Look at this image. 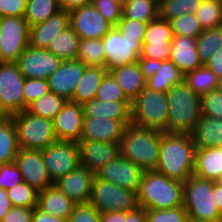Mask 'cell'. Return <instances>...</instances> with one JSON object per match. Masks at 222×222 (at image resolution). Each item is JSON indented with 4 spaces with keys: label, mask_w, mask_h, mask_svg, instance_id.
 <instances>
[{
    "label": "cell",
    "mask_w": 222,
    "mask_h": 222,
    "mask_svg": "<svg viewBox=\"0 0 222 222\" xmlns=\"http://www.w3.org/2000/svg\"><path fill=\"white\" fill-rule=\"evenodd\" d=\"M169 22L173 36L197 38L204 31L195 14L187 13L173 18Z\"/></svg>",
    "instance_id": "cell-43"
},
{
    "label": "cell",
    "mask_w": 222,
    "mask_h": 222,
    "mask_svg": "<svg viewBox=\"0 0 222 222\" xmlns=\"http://www.w3.org/2000/svg\"><path fill=\"white\" fill-rule=\"evenodd\" d=\"M191 135L196 148L222 147V119L201 115Z\"/></svg>",
    "instance_id": "cell-28"
},
{
    "label": "cell",
    "mask_w": 222,
    "mask_h": 222,
    "mask_svg": "<svg viewBox=\"0 0 222 222\" xmlns=\"http://www.w3.org/2000/svg\"><path fill=\"white\" fill-rule=\"evenodd\" d=\"M11 117L16 127L19 148L43 150L57 141L52 119L35 116L27 110Z\"/></svg>",
    "instance_id": "cell-7"
},
{
    "label": "cell",
    "mask_w": 222,
    "mask_h": 222,
    "mask_svg": "<svg viewBox=\"0 0 222 222\" xmlns=\"http://www.w3.org/2000/svg\"><path fill=\"white\" fill-rule=\"evenodd\" d=\"M89 204L99 213L110 211L128 212L138 206L136 192L96 177L93 179Z\"/></svg>",
    "instance_id": "cell-8"
},
{
    "label": "cell",
    "mask_w": 222,
    "mask_h": 222,
    "mask_svg": "<svg viewBox=\"0 0 222 222\" xmlns=\"http://www.w3.org/2000/svg\"><path fill=\"white\" fill-rule=\"evenodd\" d=\"M195 16L203 29L222 27V0H202Z\"/></svg>",
    "instance_id": "cell-40"
},
{
    "label": "cell",
    "mask_w": 222,
    "mask_h": 222,
    "mask_svg": "<svg viewBox=\"0 0 222 222\" xmlns=\"http://www.w3.org/2000/svg\"><path fill=\"white\" fill-rule=\"evenodd\" d=\"M31 222H68L67 219L55 217L42 212L37 207L34 208Z\"/></svg>",
    "instance_id": "cell-58"
},
{
    "label": "cell",
    "mask_w": 222,
    "mask_h": 222,
    "mask_svg": "<svg viewBox=\"0 0 222 222\" xmlns=\"http://www.w3.org/2000/svg\"><path fill=\"white\" fill-rule=\"evenodd\" d=\"M202 115L222 119V94L217 89L201 95Z\"/></svg>",
    "instance_id": "cell-47"
},
{
    "label": "cell",
    "mask_w": 222,
    "mask_h": 222,
    "mask_svg": "<svg viewBox=\"0 0 222 222\" xmlns=\"http://www.w3.org/2000/svg\"><path fill=\"white\" fill-rule=\"evenodd\" d=\"M217 91L219 92V93H221L222 94V79H219V82H218V84H217Z\"/></svg>",
    "instance_id": "cell-64"
},
{
    "label": "cell",
    "mask_w": 222,
    "mask_h": 222,
    "mask_svg": "<svg viewBox=\"0 0 222 222\" xmlns=\"http://www.w3.org/2000/svg\"><path fill=\"white\" fill-rule=\"evenodd\" d=\"M137 62L140 65L141 72L146 79L153 76L162 63V61L148 58H139Z\"/></svg>",
    "instance_id": "cell-55"
},
{
    "label": "cell",
    "mask_w": 222,
    "mask_h": 222,
    "mask_svg": "<svg viewBox=\"0 0 222 222\" xmlns=\"http://www.w3.org/2000/svg\"><path fill=\"white\" fill-rule=\"evenodd\" d=\"M59 9L71 12L83 6L92 4L91 0H58Z\"/></svg>",
    "instance_id": "cell-57"
},
{
    "label": "cell",
    "mask_w": 222,
    "mask_h": 222,
    "mask_svg": "<svg viewBox=\"0 0 222 222\" xmlns=\"http://www.w3.org/2000/svg\"><path fill=\"white\" fill-rule=\"evenodd\" d=\"M171 44L142 43L140 58L155 59L159 61L170 60Z\"/></svg>",
    "instance_id": "cell-52"
},
{
    "label": "cell",
    "mask_w": 222,
    "mask_h": 222,
    "mask_svg": "<svg viewBox=\"0 0 222 222\" xmlns=\"http://www.w3.org/2000/svg\"><path fill=\"white\" fill-rule=\"evenodd\" d=\"M58 11V0H27L24 18L29 27H32L46 21Z\"/></svg>",
    "instance_id": "cell-35"
},
{
    "label": "cell",
    "mask_w": 222,
    "mask_h": 222,
    "mask_svg": "<svg viewBox=\"0 0 222 222\" xmlns=\"http://www.w3.org/2000/svg\"><path fill=\"white\" fill-rule=\"evenodd\" d=\"M68 222H101L100 213L89 203L75 205Z\"/></svg>",
    "instance_id": "cell-51"
},
{
    "label": "cell",
    "mask_w": 222,
    "mask_h": 222,
    "mask_svg": "<svg viewBox=\"0 0 222 222\" xmlns=\"http://www.w3.org/2000/svg\"><path fill=\"white\" fill-rule=\"evenodd\" d=\"M184 81V74L171 61H162L157 72L146 79V87L156 92L167 93L174 85Z\"/></svg>",
    "instance_id": "cell-30"
},
{
    "label": "cell",
    "mask_w": 222,
    "mask_h": 222,
    "mask_svg": "<svg viewBox=\"0 0 222 222\" xmlns=\"http://www.w3.org/2000/svg\"><path fill=\"white\" fill-rule=\"evenodd\" d=\"M27 0H0V15L24 16L26 11Z\"/></svg>",
    "instance_id": "cell-53"
},
{
    "label": "cell",
    "mask_w": 222,
    "mask_h": 222,
    "mask_svg": "<svg viewBox=\"0 0 222 222\" xmlns=\"http://www.w3.org/2000/svg\"><path fill=\"white\" fill-rule=\"evenodd\" d=\"M213 195H214L215 204L220 213L222 214V177L219 181H215Z\"/></svg>",
    "instance_id": "cell-62"
},
{
    "label": "cell",
    "mask_w": 222,
    "mask_h": 222,
    "mask_svg": "<svg viewBox=\"0 0 222 222\" xmlns=\"http://www.w3.org/2000/svg\"><path fill=\"white\" fill-rule=\"evenodd\" d=\"M146 222H189L183 205L166 210H146Z\"/></svg>",
    "instance_id": "cell-45"
},
{
    "label": "cell",
    "mask_w": 222,
    "mask_h": 222,
    "mask_svg": "<svg viewBox=\"0 0 222 222\" xmlns=\"http://www.w3.org/2000/svg\"><path fill=\"white\" fill-rule=\"evenodd\" d=\"M170 51V60L184 75L203 66L197 52L196 38L173 36Z\"/></svg>",
    "instance_id": "cell-23"
},
{
    "label": "cell",
    "mask_w": 222,
    "mask_h": 222,
    "mask_svg": "<svg viewBox=\"0 0 222 222\" xmlns=\"http://www.w3.org/2000/svg\"><path fill=\"white\" fill-rule=\"evenodd\" d=\"M34 208L11 207L1 222H31Z\"/></svg>",
    "instance_id": "cell-54"
},
{
    "label": "cell",
    "mask_w": 222,
    "mask_h": 222,
    "mask_svg": "<svg viewBox=\"0 0 222 222\" xmlns=\"http://www.w3.org/2000/svg\"><path fill=\"white\" fill-rule=\"evenodd\" d=\"M205 66L210 69L219 79H222V47L215 52Z\"/></svg>",
    "instance_id": "cell-56"
},
{
    "label": "cell",
    "mask_w": 222,
    "mask_h": 222,
    "mask_svg": "<svg viewBox=\"0 0 222 222\" xmlns=\"http://www.w3.org/2000/svg\"><path fill=\"white\" fill-rule=\"evenodd\" d=\"M87 66L77 59L62 61L58 69L48 77L49 91L71 101L76 86Z\"/></svg>",
    "instance_id": "cell-17"
},
{
    "label": "cell",
    "mask_w": 222,
    "mask_h": 222,
    "mask_svg": "<svg viewBox=\"0 0 222 222\" xmlns=\"http://www.w3.org/2000/svg\"><path fill=\"white\" fill-rule=\"evenodd\" d=\"M173 38L170 22L160 17L147 23L142 43L171 44Z\"/></svg>",
    "instance_id": "cell-41"
},
{
    "label": "cell",
    "mask_w": 222,
    "mask_h": 222,
    "mask_svg": "<svg viewBox=\"0 0 222 222\" xmlns=\"http://www.w3.org/2000/svg\"><path fill=\"white\" fill-rule=\"evenodd\" d=\"M115 27L122 35H126L130 39H136V41L142 45L147 23L121 18Z\"/></svg>",
    "instance_id": "cell-49"
},
{
    "label": "cell",
    "mask_w": 222,
    "mask_h": 222,
    "mask_svg": "<svg viewBox=\"0 0 222 222\" xmlns=\"http://www.w3.org/2000/svg\"><path fill=\"white\" fill-rule=\"evenodd\" d=\"M215 181L192 175L184 182L183 206L189 222H217L222 220L214 195Z\"/></svg>",
    "instance_id": "cell-5"
},
{
    "label": "cell",
    "mask_w": 222,
    "mask_h": 222,
    "mask_svg": "<svg viewBox=\"0 0 222 222\" xmlns=\"http://www.w3.org/2000/svg\"><path fill=\"white\" fill-rule=\"evenodd\" d=\"M30 27L24 16L1 17L0 62H16L29 46Z\"/></svg>",
    "instance_id": "cell-9"
},
{
    "label": "cell",
    "mask_w": 222,
    "mask_h": 222,
    "mask_svg": "<svg viewBox=\"0 0 222 222\" xmlns=\"http://www.w3.org/2000/svg\"><path fill=\"white\" fill-rule=\"evenodd\" d=\"M77 145L80 165L94 173L120 155L119 143L79 140Z\"/></svg>",
    "instance_id": "cell-20"
},
{
    "label": "cell",
    "mask_w": 222,
    "mask_h": 222,
    "mask_svg": "<svg viewBox=\"0 0 222 222\" xmlns=\"http://www.w3.org/2000/svg\"><path fill=\"white\" fill-rule=\"evenodd\" d=\"M14 163L21 173L23 182L38 192L54 185L45 166L41 150L19 148Z\"/></svg>",
    "instance_id": "cell-13"
},
{
    "label": "cell",
    "mask_w": 222,
    "mask_h": 222,
    "mask_svg": "<svg viewBox=\"0 0 222 222\" xmlns=\"http://www.w3.org/2000/svg\"><path fill=\"white\" fill-rule=\"evenodd\" d=\"M8 198L13 207L35 208L37 207L38 191L26 182L15 185L7 190Z\"/></svg>",
    "instance_id": "cell-42"
},
{
    "label": "cell",
    "mask_w": 222,
    "mask_h": 222,
    "mask_svg": "<svg viewBox=\"0 0 222 222\" xmlns=\"http://www.w3.org/2000/svg\"><path fill=\"white\" fill-rule=\"evenodd\" d=\"M124 222H146V209L137 206L135 209L126 212Z\"/></svg>",
    "instance_id": "cell-59"
},
{
    "label": "cell",
    "mask_w": 222,
    "mask_h": 222,
    "mask_svg": "<svg viewBox=\"0 0 222 222\" xmlns=\"http://www.w3.org/2000/svg\"><path fill=\"white\" fill-rule=\"evenodd\" d=\"M105 51V65L107 71L132 64L138 61L142 52V45L136 39L122 35L114 26L103 38Z\"/></svg>",
    "instance_id": "cell-10"
},
{
    "label": "cell",
    "mask_w": 222,
    "mask_h": 222,
    "mask_svg": "<svg viewBox=\"0 0 222 222\" xmlns=\"http://www.w3.org/2000/svg\"><path fill=\"white\" fill-rule=\"evenodd\" d=\"M143 173L142 168L119 155L115 160L95 172V177L137 193Z\"/></svg>",
    "instance_id": "cell-16"
},
{
    "label": "cell",
    "mask_w": 222,
    "mask_h": 222,
    "mask_svg": "<svg viewBox=\"0 0 222 222\" xmlns=\"http://www.w3.org/2000/svg\"><path fill=\"white\" fill-rule=\"evenodd\" d=\"M220 47H222V27L204 29L196 38V48L202 65H205Z\"/></svg>",
    "instance_id": "cell-36"
},
{
    "label": "cell",
    "mask_w": 222,
    "mask_h": 222,
    "mask_svg": "<svg viewBox=\"0 0 222 222\" xmlns=\"http://www.w3.org/2000/svg\"><path fill=\"white\" fill-rule=\"evenodd\" d=\"M76 59L86 66L105 65V51L101 39H81L78 46Z\"/></svg>",
    "instance_id": "cell-38"
},
{
    "label": "cell",
    "mask_w": 222,
    "mask_h": 222,
    "mask_svg": "<svg viewBox=\"0 0 222 222\" xmlns=\"http://www.w3.org/2000/svg\"><path fill=\"white\" fill-rule=\"evenodd\" d=\"M83 106L67 101L52 119L54 134L59 141L78 142L83 129Z\"/></svg>",
    "instance_id": "cell-18"
},
{
    "label": "cell",
    "mask_w": 222,
    "mask_h": 222,
    "mask_svg": "<svg viewBox=\"0 0 222 222\" xmlns=\"http://www.w3.org/2000/svg\"><path fill=\"white\" fill-rule=\"evenodd\" d=\"M125 127L116 119L84 117L80 140L119 143Z\"/></svg>",
    "instance_id": "cell-21"
},
{
    "label": "cell",
    "mask_w": 222,
    "mask_h": 222,
    "mask_svg": "<svg viewBox=\"0 0 222 222\" xmlns=\"http://www.w3.org/2000/svg\"><path fill=\"white\" fill-rule=\"evenodd\" d=\"M18 149L17 131L12 117L0 119V164L14 162Z\"/></svg>",
    "instance_id": "cell-33"
},
{
    "label": "cell",
    "mask_w": 222,
    "mask_h": 222,
    "mask_svg": "<svg viewBox=\"0 0 222 222\" xmlns=\"http://www.w3.org/2000/svg\"><path fill=\"white\" fill-rule=\"evenodd\" d=\"M109 72L131 102L146 87V78L142 74L138 62L114 68Z\"/></svg>",
    "instance_id": "cell-27"
},
{
    "label": "cell",
    "mask_w": 222,
    "mask_h": 222,
    "mask_svg": "<svg viewBox=\"0 0 222 222\" xmlns=\"http://www.w3.org/2000/svg\"><path fill=\"white\" fill-rule=\"evenodd\" d=\"M137 194L139 207L166 210L183 205L184 182L168 178L156 170L143 173Z\"/></svg>",
    "instance_id": "cell-2"
},
{
    "label": "cell",
    "mask_w": 222,
    "mask_h": 222,
    "mask_svg": "<svg viewBox=\"0 0 222 222\" xmlns=\"http://www.w3.org/2000/svg\"><path fill=\"white\" fill-rule=\"evenodd\" d=\"M95 173L84 166H79L54 182L61 192L68 196L76 205L88 204Z\"/></svg>",
    "instance_id": "cell-19"
},
{
    "label": "cell",
    "mask_w": 222,
    "mask_h": 222,
    "mask_svg": "<svg viewBox=\"0 0 222 222\" xmlns=\"http://www.w3.org/2000/svg\"><path fill=\"white\" fill-rule=\"evenodd\" d=\"M69 27V12L60 10L46 21L30 27L29 45L37 49H47L57 34Z\"/></svg>",
    "instance_id": "cell-22"
},
{
    "label": "cell",
    "mask_w": 222,
    "mask_h": 222,
    "mask_svg": "<svg viewBox=\"0 0 222 222\" xmlns=\"http://www.w3.org/2000/svg\"><path fill=\"white\" fill-rule=\"evenodd\" d=\"M159 17V0H125L122 18L149 23Z\"/></svg>",
    "instance_id": "cell-31"
},
{
    "label": "cell",
    "mask_w": 222,
    "mask_h": 222,
    "mask_svg": "<svg viewBox=\"0 0 222 222\" xmlns=\"http://www.w3.org/2000/svg\"><path fill=\"white\" fill-rule=\"evenodd\" d=\"M41 152L53 183L81 166L77 142L57 140Z\"/></svg>",
    "instance_id": "cell-12"
},
{
    "label": "cell",
    "mask_w": 222,
    "mask_h": 222,
    "mask_svg": "<svg viewBox=\"0 0 222 222\" xmlns=\"http://www.w3.org/2000/svg\"><path fill=\"white\" fill-rule=\"evenodd\" d=\"M19 169L14 162L0 164V188L12 189L15 185L22 182Z\"/></svg>",
    "instance_id": "cell-50"
},
{
    "label": "cell",
    "mask_w": 222,
    "mask_h": 222,
    "mask_svg": "<svg viewBox=\"0 0 222 222\" xmlns=\"http://www.w3.org/2000/svg\"><path fill=\"white\" fill-rule=\"evenodd\" d=\"M189 88L200 96L217 88L219 78L205 65L184 75Z\"/></svg>",
    "instance_id": "cell-34"
},
{
    "label": "cell",
    "mask_w": 222,
    "mask_h": 222,
    "mask_svg": "<svg viewBox=\"0 0 222 222\" xmlns=\"http://www.w3.org/2000/svg\"><path fill=\"white\" fill-rule=\"evenodd\" d=\"M168 110L167 94L145 87L132 101L131 124L165 132Z\"/></svg>",
    "instance_id": "cell-6"
},
{
    "label": "cell",
    "mask_w": 222,
    "mask_h": 222,
    "mask_svg": "<svg viewBox=\"0 0 222 222\" xmlns=\"http://www.w3.org/2000/svg\"><path fill=\"white\" fill-rule=\"evenodd\" d=\"M92 4L114 26L122 18V0H94Z\"/></svg>",
    "instance_id": "cell-48"
},
{
    "label": "cell",
    "mask_w": 222,
    "mask_h": 222,
    "mask_svg": "<svg viewBox=\"0 0 222 222\" xmlns=\"http://www.w3.org/2000/svg\"><path fill=\"white\" fill-rule=\"evenodd\" d=\"M9 117V115L3 110L2 104L0 102V119Z\"/></svg>",
    "instance_id": "cell-63"
},
{
    "label": "cell",
    "mask_w": 222,
    "mask_h": 222,
    "mask_svg": "<svg viewBox=\"0 0 222 222\" xmlns=\"http://www.w3.org/2000/svg\"><path fill=\"white\" fill-rule=\"evenodd\" d=\"M202 0H159V17L170 21L178 16L195 14Z\"/></svg>",
    "instance_id": "cell-39"
},
{
    "label": "cell",
    "mask_w": 222,
    "mask_h": 222,
    "mask_svg": "<svg viewBox=\"0 0 222 222\" xmlns=\"http://www.w3.org/2000/svg\"><path fill=\"white\" fill-rule=\"evenodd\" d=\"M16 63L25 78L47 80L58 69L62 60L47 49H37L29 45Z\"/></svg>",
    "instance_id": "cell-15"
},
{
    "label": "cell",
    "mask_w": 222,
    "mask_h": 222,
    "mask_svg": "<svg viewBox=\"0 0 222 222\" xmlns=\"http://www.w3.org/2000/svg\"><path fill=\"white\" fill-rule=\"evenodd\" d=\"M95 99L106 102L130 101L123 93L121 87L110 72L104 76L100 86L96 91Z\"/></svg>",
    "instance_id": "cell-44"
},
{
    "label": "cell",
    "mask_w": 222,
    "mask_h": 222,
    "mask_svg": "<svg viewBox=\"0 0 222 222\" xmlns=\"http://www.w3.org/2000/svg\"><path fill=\"white\" fill-rule=\"evenodd\" d=\"M193 175L219 181L222 177V147L196 148Z\"/></svg>",
    "instance_id": "cell-25"
},
{
    "label": "cell",
    "mask_w": 222,
    "mask_h": 222,
    "mask_svg": "<svg viewBox=\"0 0 222 222\" xmlns=\"http://www.w3.org/2000/svg\"><path fill=\"white\" fill-rule=\"evenodd\" d=\"M24 82L16 62H0V102L9 116L24 110Z\"/></svg>",
    "instance_id": "cell-11"
},
{
    "label": "cell",
    "mask_w": 222,
    "mask_h": 222,
    "mask_svg": "<svg viewBox=\"0 0 222 222\" xmlns=\"http://www.w3.org/2000/svg\"><path fill=\"white\" fill-rule=\"evenodd\" d=\"M107 73L105 67L87 66L76 86L71 102L83 105L95 99L96 91Z\"/></svg>",
    "instance_id": "cell-29"
},
{
    "label": "cell",
    "mask_w": 222,
    "mask_h": 222,
    "mask_svg": "<svg viewBox=\"0 0 222 222\" xmlns=\"http://www.w3.org/2000/svg\"><path fill=\"white\" fill-rule=\"evenodd\" d=\"M162 131L132 124L124 128L119 142L120 156L146 170H155L159 159Z\"/></svg>",
    "instance_id": "cell-4"
},
{
    "label": "cell",
    "mask_w": 222,
    "mask_h": 222,
    "mask_svg": "<svg viewBox=\"0 0 222 222\" xmlns=\"http://www.w3.org/2000/svg\"><path fill=\"white\" fill-rule=\"evenodd\" d=\"M80 37L69 26L49 43L48 51L62 61L76 59Z\"/></svg>",
    "instance_id": "cell-32"
},
{
    "label": "cell",
    "mask_w": 222,
    "mask_h": 222,
    "mask_svg": "<svg viewBox=\"0 0 222 222\" xmlns=\"http://www.w3.org/2000/svg\"><path fill=\"white\" fill-rule=\"evenodd\" d=\"M195 152L191 134L163 132L155 170L168 178L185 182L193 175Z\"/></svg>",
    "instance_id": "cell-1"
},
{
    "label": "cell",
    "mask_w": 222,
    "mask_h": 222,
    "mask_svg": "<svg viewBox=\"0 0 222 222\" xmlns=\"http://www.w3.org/2000/svg\"><path fill=\"white\" fill-rule=\"evenodd\" d=\"M49 92L48 80L25 78L23 87L24 110L34 100L44 96Z\"/></svg>",
    "instance_id": "cell-46"
},
{
    "label": "cell",
    "mask_w": 222,
    "mask_h": 222,
    "mask_svg": "<svg viewBox=\"0 0 222 222\" xmlns=\"http://www.w3.org/2000/svg\"><path fill=\"white\" fill-rule=\"evenodd\" d=\"M126 212L123 211H110L100 213L101 222H124Z\"/></svg>",
    "instance_id": "cell-60"
},
{
    "label": "cell",
    "mask_w": 222,
    "mask_h": 222,
    "mask_svg": "<svg viewBox=\"0 0 222 222\" xmlns=\"http://www.w3.org/2000/svg\"><path fill=\"white\" fill-rule=\"evenodd\" d=\"M75 205L68 196L54 185L38 192L37 208L49 215L68 219Z\"/></svg>",
    "instance_id": "cell-26"
},
{
    "label": "cell",
    "mask_w": 222,
    "mask_h": 222,
    "mask_svg": "<svg viewBox=\"0 0 222 222\" xmlns=\"http://www.w3.org/2000/svg\"><path fill=\"white\" fill-rule=\"evenodd\" d=\"M69 26L80 39H101L114 27L93 4L69 12Z\"/></svg>",
    "instance_id": "cell-14"
},
{
    "label": "cell",
    "mask_w": 222,
    "mask_h": 222,
    "mask_svg": "<svg viewBox=\"0 0 222 222\" xmlns=\"http://www.w3.org/2000/svg\"><path fill=\"white\" fill-rule=\"evenodd\" d=\"M84 117L111 118L120 120L125 126L131 124V101L90 100L83 105Z\"/></svg>",
    "instance_id": "cell-24"
},
{
    "label": "cell",
    "mask_w": 222,
    "mask_h": 222,
    "mask_svg": "<svg viewBox=\"0 0 222 222\" xmlns=\"http://www.w3.org/2000/svg\"><path fill=\"white\" fill-rule=\"evenodd\" d=\"M66 102L63 97L49 91L31 102L26 110L35 116L53 119Z\"/></svg>",
    "instance_id": "cell-37"
},
{
    "label": "cell",
    "mask_w": 222,
    "mask_h": 222,
    "mask_svg": "<svg viewBox=\"0 0 222 222\" xmlns=\"http://www.w3.org/2000/svg\"><path fill=\"white\" fill-rule=\"evenodd\" d=\"M11 207L12 204L8 198L7 190L0 188V222Z\"/></svg>",
    "instance_id": "cell-61"
},
{
    "label": "cell",
    "mask_w": 222,
    "mask_h": 222,
    "mask_svg": "<svg viewBox=\"0 0 222 222\" xmlns=\"http://www.w3.org/2000/svg\"><path fill=\"white\" fill-rule=\"evenodd\" d=\"M168 118L166 133L192 134L201 118V96L193 92L185 81L168 90Z\"/></svg>",
    "instance_id": "cell-3"
}]
</instances>
